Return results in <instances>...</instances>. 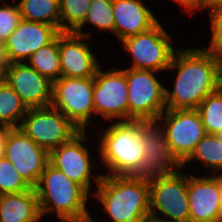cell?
Returning <instances> with one entry per match:
<instances>
[{
    "label": "cell",
    "mask_w": 222,
    "mask_h": 222,
    "mask_svg": "<svg viewBox=\"0 0 222 222\" xmlns=\"http://www.w3.org/2000/svg\"><path fill=\"white\" fill-rule=\"evenodd\" d=\"M3 76H4V74H0V83L3 80Z\"/></svg>",
    "instance_id": "obj_40"
},
{
    "label": "cell",
    "mask_w": 222,
    "mask_h": 222,
    "mask_svg": "<svg viewBox=\"0 0 222 222\" xmlns=\"http://www.w3.org/2000/svg\"><path fill=\"white\" fill-rule=\"evenodd\" d=\"M123 68L120 69L125 73L128 88V121L156 122L167 109L166 84L157 78L160 72Z\"/></svg>",
    "instance_id": "obj_6"
},
{
    "label": "cell",
    "mask_w": 222,
    "mask_h": 222,
    "mask_svg": "<svg viewBox=\"0 0 222 222\" xmlns=\"http://www.w3.org/2000/svg\"><path fill=\"white\" fill-rule=\"evenodd\" d=\"M4 157L31 187L35 188L45 166L49 162V153L37 145L20 128H12L6 139Z\"/></svg>",
    "instance_id": "obj_13"
},
{
    "label": "cell",
    "mask_w": 222,
    "mask_h": 222,
    "mask_svg": "<svg viewBox=\"0 0 222 222\" xmlns=\"http://www.w3.org/2000/svg\"><path fill=\"white\" fill-rule=\"evenodd\" d=\"M22 19L55 26L60 31L59 0H17Z\"/></svg>",
    "instance_id": "obj_23"
},
{
    "label": "cell",
    "mask_w": 222,
    "mask_h": 222,
    "mask_svg": "<svg viewBox=\"0 0 222 222\" xmlns=\"http://www.w3.org/2000/svg\"><path fill=\"white\" fill-rule=\"evenodd\" d=\"M87 133L88 130L80 131L69 142L53 149L49 153V162L92 196L103 174L101 171L97 173L94 169L96 165H99L97 162L99 154L93 152L92 155L91 147L88 148L87 145L92 146L90 142L94 138H89ZM94 172L96 174H93ZM92 183L95 184L94 189Z\"/></svg>",
    "instance_id": "obj_5"
},
{
    "label": "cell",
    "mask_w": 222,
    "mask_h": 222,
    "mask_svg": "<svg viewBox=\"0 0 222 222\" xmlns=\"http://www.w3.org/2000/svg\"><path fill=\"white\" fill-rule=\"evenodd\" d=\"M187 174L189 222H218L222 209V175Z\"/></svg>",
    "instance_id": "obj_14"
},
{
    "label": "cell",
    "mask_w": 222,
    "mask_h": 222,
    "mask_svg": "<svg viewBox=\"0 0 222 222\" xmlns=\"http://www.w3.org/2000/svg\"><path fill=\"white\" fill-rule=\"evenodd\" d=\"M159 21L149 30L122 40V45L132 61L128 68L166 72L178 49L166 27Z\"/></svg>",
    "instance_id": "obj_8"
},
{
    "label": "cell",
    "mask_w": 222,
    "mask_h": 222,
    "mask_svg": "<svg viewBox=\"0 0 222 222\" xmlns=\"http://www.w3.org/2000/svg\"><path fill=\"white\" fill-rule=\"evenodd\" d=\"M35 189L43 220L52 215L57 222H72L92 216L88 208L92 207L88 201L91 195L50 162L45 166Z\"/></svg>",
    "instance_id": "obj_4"
},
{
    "label": "cell",
    "mask_w": 222,
    "mask_h": 222,
    "mask_svg": "<svg viewBox=\"0 0 222 222\" xmlns=\"http://www.w3.org/2000/svg\"><path fill=\"white\" fill-rule=\"evenodd\" d=\"M27 110L19 95L3 79L0 83V123L19 128Z\"/></svg>",
    "instance_id": "obj_25"
},
{
    "label": "cell",
    "mask_w": 222,
    "mask_h": 222,
    "mask_svg": "<svg viewBox=\"0 0 222 222\" xmlns=\"http://www.w3.org/2000/svg\"><path fill=\"white\" fill-rule=\"evenodd\" d=\"M93 89L94 77H60L53 82L51 105L61 111L81 131H89L90 128L98 126V123L92 122L95 121Z\"/></svg>",
    "instance_id": "obj_9"
},
{
    "label": "cell",
    "mask_w": 222,
    "mask_h": 222,
    "mask_svg": "<svg viewBox=\"0 0 222 222\" xmlns=\"http://www.w3.org/2000/svg\"><path fill=\"white\" fill-rule=\"evenodd\" d=\"M218 222H222V209H221V212H220V217H219Z\"/></svg>",
    "instance_id": "obj_38"
},
{
    "label": "cell",
    "mask_w": 222,
    "mask_h": 222,
    "mask_svg": "<svg viewBox=\"0 0 222 222\" xmlns=\"http://www.w3.org/2000/svg\"><path fill=\"white\" fill-rule=\"evenodd\" d=\"M31 187L15 169V166L4 156L0 158V195L16 194Z\"/></svg>",
    "instance_id": "obj_28"
},
{
    "label": "cell",
    "mask_w": 222,
    "mask_h": 222,
    "mask_svg": "<svg viewBox=\"0 0 222 222\" xmlns=\"http://www.w3.org/2000/svg\"><path fill=\"white\" fill-rule=\"evenodd\" d=\"M211 32L209 45L202 47L219 53L222 50V4L207 9Z\"/></svg>",
    "instance_id": "obj_30"
},
{
    "label": "cell",
    "mask_w": 222,
    "mask_h": 222,
    "mask_svg": "<svg viewBox=\"0 0 222 222\" xmlns=\"http://www.w3.org/2000/svg\"><path fill=\"white\" fill-rule=\"evenodd\" d=\"M35 188L0 195V222H43Z\"/></svg>",
    "instance_id": "obj_20"
},
{
    "label": "cell",
    "mask_w": 222,
    "mask_h": 222,
    "mask_svg": "<svg viewBox=\"0 0 222 222\" xmlns=\"http://www.w3.org/2000/svg\"><path fill=\"white\" fill-rule=\"evenodd\" d=\"M0 0V42H4L16 29L22 16L16 0ZM3 4V5H2Z\"/></svg>",
    "instance_id": "obj_29"
},
{
    "label": "cell",
    "mask_w": 222,
    "mask_h": 222,
    "mask_svg": "<svg viewBox=\"0 0 222 222\" xmlns=\"http://www.w3.org/2000/svg\"><path fill=\"white\" fill-rule=\"evenodd\" d=\"M147 222H168V221H163V220H160V219L150 218Z\"/></svg>",
    "instance_id": "obj_37"
},
{
    "label": "cell",
    "mask_w": 222,
    "mask_h": 222,
    "mask_svg": "<svg viewBox=\"0 0 222 222\" xmlns=\"http://www.w3.org/2000/svg\"><path fill=\"white\" fill-rule=\"evenodd\" d=\"M60 32H75L85 21L91 0H59Z\"/></svg>",
    "instance_id": "obj_27"
},
{
    "label": "cell",
    "mask_w": 222,
    "mask_h": 222,
    "mask_svg": "<svg viewBox=\"0 0 222 222\" xmlns=\"http://www.w3.org/2000/svg\"><path fill=\"white\" fill-rule=\"evenodd\" d=\"M141 141L145 146L142 176L174 173L181 164L173 156L163 129L157 122L141 121Z\"/></svg>",
    "instance_id": "obj_18"
},
{
    "label": "cell",
    "mask_w": 222,
    "mask_h": 222,
    "mask_svg": "<svg viewBox=\"0 0 222 222\" xmlns=\"http://www.w3.org/2000/svg\"><path fill=\"white\" fill-rule=\"evenodd\" d=\"M156 122L163 129L169 149L180 164L207 134L197 109H166Z\"/></svg>",
    "instance_id": "obj_12"
},
{
    "label": "cell",
    "mask_w": 222,
    "mask_h": 222,
    "mask_svg": "<svg viewBox=\"0 0 222 222\" xmlns=\"http://www.w3.org/2000/svg\"><path fill=\"white\" fill-rule=\"evenodd\" d=\"M113 0H91V5L86 15L84 23L74 32L81 36L90 37L94 32L99 30L102 34L106 31L115 35V22L113 17ZM85 26L94 28L86 31ZM94 26V27H93Z\"/></svg>",
    "instance_id": "obj_22"
},
{
    "label": "cell",
    "mask_w": 222,
    "mask_h": 222,
    "mask_svg": "<svg viewBox=\"0 0 222 222\" xmlns=\"http://www.w3.org/2000/svg\"><path fill=\"white\" fill-rule=\"evenodd\" d=\"M89 37L74 32L59 34V54L61 77H94L101 62L98 54L92 51Z\"/></svg>",
    "instance_id": "obj_15"
},
{
    "label": "cell",
    "mask_w": 222,
    "mask_h": 222,
    "mask_svg": "<svg viewBox=\"0 0 222 222\" xmlns=\"http://www.w3.org/2000/svg\"><path fill=\"white\" fill-rule=\"evenodd\" d=\"M145 4L143 0H113L117 41L145 32L159 22L155 12Z\"/></svg>",
    "instance_id": "obj_19"
},
{
    "label": "cell",
    "mask_w": 222,
    "mask_h": 222,
    "mask_svg": "<svg viewBox=\"0 0 222 222\" xmlns=\"http://www.w3.org/2000/svg\"><path fill=\"white\" fill-rule=\"evenodd\" d=\"M19 128L48 153L81 131L52 105L28 108Z\"/></svg>",
    "instance_id": "obj_10"
},
{
    "label": "cell",
    "mask_w": 222,
    "mask_h": 222,
    "mask_svg": "<svg viewBox=\"0 0 222 222\" xmlns=\"http://www.w3.org/2000/svg\"><path fill=\"white\" fill-rule=\"evenodd\" d=\"M219 90L222 92V68L219 75Z\"/></svg>",
    "instance_id": "obj_36"
},
{
    "label": "cell",
    "mask_w": 222,
    "mask_h": 222,
    "mask_svg": "<svg viewBox=\"0 0 222 222\" xmlns=\"http://www.w3.org/2000/svg\"><path fill=\"white\" fill-rule=\"evenodd\" d=\"M220 59H221V68H222V50L219 52Z\"/></svg>",
    "instance_id": "obj_39"
},
{
    "label": "cell",
    "mask_w": 222,
    "mask_h": 222,
    "mask_svg": "<svg viewBox=\"0 0 222 222\" xmlns=\"http://www.w3.org/2000/svg\"><path fill=\"white\" fill-rule=\"evenodd\" d=\"M166 71L176 74L171 86L166 85L172 90L165 87L167 109H197L208 95L219 89L220 55L201 45L181 47L175 51Z\"/></svg>",
    "instance_id": "obj_1"
},
{
    "label": "cell",
    "mask_w": 222,
    "mask_h": 222,
    "mask_svg": "<svg viewBox=\"0 0 222 222\" xmlns=\"http://www.w3.org/2000/svg\"><path fill=\"white\" fill-rule=\"evenodd\" d=\"M205 131L209 135L222 133V92L217 89L198 106Z\"/></svg>",
    "instance_id": "obj_26"
},
{
    "label": "cell",
    "mask_w": 222,
    "mask_h": 222,
    "mask_svg": "<svg viewBox=\"0 0 222 222\" xmlns=\"http://www.w3.org/2000/svg\"><path fill=\"white\" fill-rule=\"evenodd\" d=\"M3 79L19 95L27 108L47 107L52 104L53 82L26 62L10 63Z\"/></svg>",
    "instance_id": "obj_16"
},
{
    "label": "cell",
    "mask_w": 222,
    "mask_h": 222,
    "mask_svg": "<svg viewBox=\"0 0 222 222\" xmlns=\"http://www.w3.org/2000/svg\"><path fill=\"white\" fill-rule=\"evenodd\" d=\"M222 4V0H204L203 3V12L207 11V9L211 6H216Z\"/></svg>",
    "instance_id": "obj_34"
},
{
    "label": "cell",
    "mask_w": 222,
    "mask_h": 222,
    "mask_svg": "<svg viewBox=\"0 0 222 222\" xmlns=\"http://www.w3.org/2000/svg\"><path fill=\"white\" fill-rule=\"evenodd\" d=\"M60 33L55 26L22 19L3 42L9 63L26 62L35 51L51 43Z\"/></svg>",
    "instance_id": "obj_17"
},
{
    "label": "cell",
    "mask_w": 222,
    "mask_h": 222,
    "mask_svg": "<svg viewBox=\"0 0 222 222\" xmlns=\"http://www.w3.org/2000/svg\"><path fill=\"white\" fill-rule=\"evenodd\" d=\"M203 164L205 174L222 175V140L219 135L206 134L195 146L190 156L181 164V168L187 170L191 162Z\"/></svg>",
    "instance_id": "obj_21"
},
{
    "label": "cell",
    "mask_w": 222,
    "mask_h": 222,
    "mask_svg": "<svg viewBox=\"0 0 222 222\" xmlns=\"http://www.w3.org/2000/svg\"><path fill=\"white\" fill-rule=\"evenodd\" d=\"M91 202L102 206V221L96 222H147L150 219V187L148 177L114 176L103 174ZM93 203V204H92ZM106 219V220H105Z\"/></svg>",
    "instance_id": "obj_2"
},
{
    "label": "cell",
    "mask_w": 222,
    "mask_h": 222,
    "mask_svg": "<svg viewBox=\"0 0 222 222\" xmlns=\"http://www.w3.org/2000/svg\"><path fill=\"white\" fill-rule=\"evenodd\" d=\"M11 129L12 127H10L9 125L0 123V158L4 156V147L6 139Z\"/></svg>",
    "instance_id": "obj_32"
},
{
    "label": "cell",
    "mask_w": 222,
    "mask_h": 222,
    "mask_svg": "<svg viewBox=\"0 0 222 222\" xmlns=\"http://www.w3.org/2000/svg\"><path fill=\"white\" fill-rule=\"evenodd\" d=\"M96 215H93L87 219L81 220V221H72V222H96L95 218H93Z\"/></svg>",
    "instance_id": "obj_35"
},
{
    "label": "cell",
    "mask_w": 222,
    "mask_h": 222,
    "mask_svg": "<svg viewBox=\"0 0 222 222\" xmlns=\"http://www.w3.org/2000/svg\"><path fill=\"white\" fill-rule=\"evenodd\" d=\"M102 67L104 66L98 68L94 76L95 121L99 123V117L105 121L102 125H105L106 121H128V88L125 73L120 67Z\"/></svg>",
    "instance_id": "obj_11"
},
{
    "label": "cell",
    "mask_w": 222,
    "mask_h": 222,
    "mask_svg": "<svg viewBox=\"0 0 222 222\" xmlns=\"http://www.w3.org/2000/svg\"><path fill=\"white\" fill-rule=\"evenodd\" d=\"M9 60L4 48V43L0 42V74H4L9 66Z\"/></svg>",
    "instance_id": "obj_33"
},
{
    "label": "cell",
    "mask_w": 222,
    "mask_h": 222,
    "mask_svg": "<svg viewBox=\"0 0 222 222\" xmlns=\"http://www.w3.org/2000/svg\"><path fill=\"white\" fill-rule=\"evenodd\" d=\"M174 3L178 4L184 11L185 15H189L190 17L194 16L193 14H196L198 11H203V3L204 0H173Z\"/></svg>",
    "instance_id": "obj_31"
},
{
    "label": "cell",
    "mask_w": 222,
    "mask_h": 222,
    "mask_svg": "<svg viewBox=\"0 0 222 222\" xmlns=\"http://www.w3.org/2000/svg\"><path fill=\"white\" fill-rule=\"evenodd\" d=\"M26 63L51 82L61 77L59 35L48 45L35 51Z\"/></svg>",
    "instance_id": "obj_24"
},
{
    "label": "cell",
    "mask_w": 222,
    "mask_h": 222,
    "mask_svg": "<svg viewBox=\"0 0 222 222\" xmlns=\"http://www.w3.org/2000/svg\"><path fill=\"white\" fill-rule=\"evenodd\" d=\"M150 218L168 222H189L187 173L180 168L174 173L148 177Z\"/></svg>",
    "instance_id": "obj_7"
},
{
    "label": "cell",
    "mask_w": 222,
    "mask_h": 222,
    "mask_svg": "<svg viewBox=\"0 0 222 222\" xmlns=\"http://www.w3.org/2000/svg\"><path fill=\"white\" fill-rule=\"evenodd\" d=\"M105 128L99 124L93 134L98 139L96 152L102 174L114 176H142L145 146L141 141V120L113 121ZM98 128V129H97ZM104 129V130H103ZM99 130V131H96ZM94 133H93V132ZM98 146V147H97Z\"/></svg>",
    "instance_id": "obj_3"
}]
</instances>
